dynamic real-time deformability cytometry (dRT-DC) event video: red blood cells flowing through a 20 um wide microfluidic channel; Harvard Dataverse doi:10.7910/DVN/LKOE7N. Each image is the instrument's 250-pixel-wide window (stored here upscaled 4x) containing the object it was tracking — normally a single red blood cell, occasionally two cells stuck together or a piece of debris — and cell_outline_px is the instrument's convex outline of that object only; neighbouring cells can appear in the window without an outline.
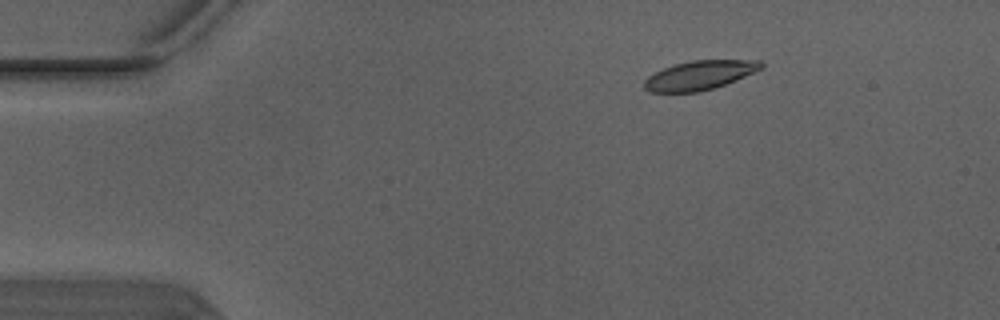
{"species": "Egyptian fruit bat (a non-hibernating species)", "species_latin": "Rousettus aegyptiacus", "temperature_condition": "warm", "stored_images_in_passage": 5, "camera_frame_rate_fps": 3000, "um_per_image_px": 0.085, "animal": {"sex": "male"}, "frame": {"image": 1, "passage_image": 1, "time_ms": 0.0, "image_size_px": [1000, 320], "cell_outline_px": [[764, 68], [736, 80], [700, 92], [648, 92], [644, 88], [644, 80], [648, 76], [672, 64], [692, 60], [760, 60], [764, 64]], "centroid_in_image_um": [59.47, 6.39], "position_along_channel_um": 25.5, "area_um2": 19.88}}
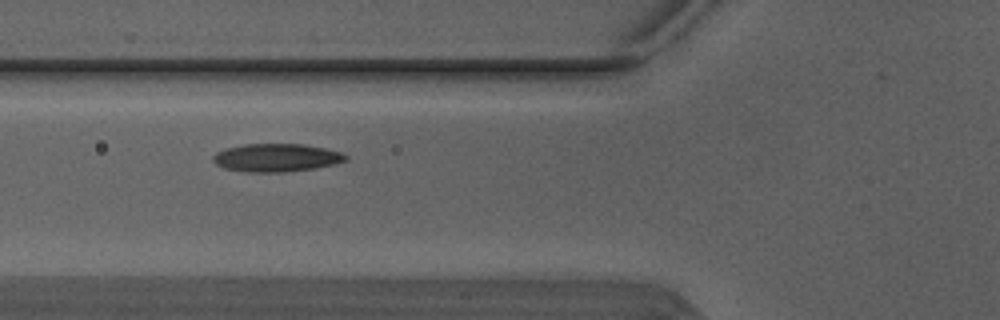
{"frame": {"image": 2, "passage_image": 4, "time_ms": 1.0, "image_size_px": [1000, 320], "cell_outline_px": [[348, 160], [336, 164], [316, 168], [280, 172], [252, 172], [224, 168], [216, 164], [212, 160], [212, 156], [216, 152], [224, 148], [244, 144], [304, 144], [324, 148], [340, 152], [348, 156]], "centroid_in_image_um": [23.49, 13.4], "position_along_channel_um": 102.3, "area_um2": 21.73}}